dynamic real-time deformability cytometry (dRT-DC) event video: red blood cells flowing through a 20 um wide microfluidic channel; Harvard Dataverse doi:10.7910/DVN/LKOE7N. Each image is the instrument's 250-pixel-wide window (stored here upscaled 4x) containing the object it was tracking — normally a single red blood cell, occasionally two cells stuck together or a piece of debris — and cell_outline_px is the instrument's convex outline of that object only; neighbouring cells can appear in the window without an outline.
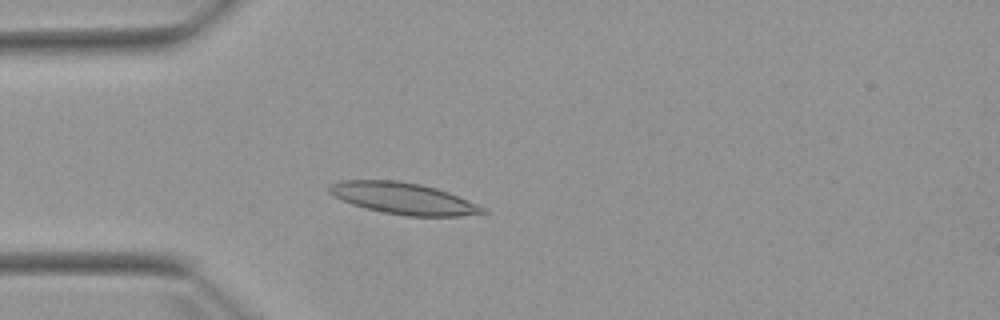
{"species": "Egyptian fruit bat (a non-hibernating species)", "species_latin": "Rousettus aegyptiacus", "temperature_condition": "warm", "stored_images_in_passage": 4, "camera_frame_rate_fps": 3000, "um_per_image_px": 0.085, "animal": {"sex": "female"}, "frame": {"image": 1, "passage_image": 4, "time_ms": 3.333, "image_size_px": [1000, 320], "cell_outline_px": [[488, 212], [460, 216], [404, 216], [364, 208], [340, 200], [332, 196], [328, 192], [328, 188], [332, 184], [340, 180], [396, 180], [420, 184], [436, 188], [448, 192], [476, 204], [484, 208]], "centroid_in_image_um": [34.22, 16.86], "position_along_channel_um": 50.8, "area_um2": 28.09}}